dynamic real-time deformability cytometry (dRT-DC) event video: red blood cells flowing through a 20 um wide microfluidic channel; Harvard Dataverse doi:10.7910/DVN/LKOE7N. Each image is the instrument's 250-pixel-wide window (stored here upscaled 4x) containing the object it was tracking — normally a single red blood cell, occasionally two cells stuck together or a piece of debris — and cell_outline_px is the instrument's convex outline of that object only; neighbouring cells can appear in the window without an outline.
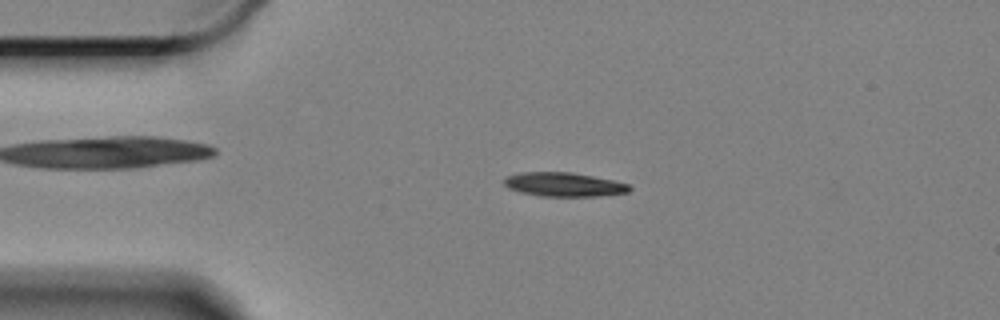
{"species": "Egyptian fruit bat (a non-hibernating species)", "species_latin": "Rousettus aegyptiacus", "temperature_condition": "cold", "stored_images_in_passage": 21, "camera_frame_rate_fps": 3000, "um_per_image_px": 0.085, "animal": {"sex": "female"}, "frame": {"image": 1, "passage_image": 12, "time_ms": 3.667, "image_size_px": [1000, 320], "cell_outline_px": [[632, 188], [628, 192], [596, 196], [540, 196], [520, 192], [508, 188], [504, 184], [504, 180], [508, 176], [520, 172], [572, 172], [612, 180], [628, 184]], "centroid_in_image_um": [47.91, 15.68], "position_along_channel_um": 37.1, "area_um2": 17.4}}
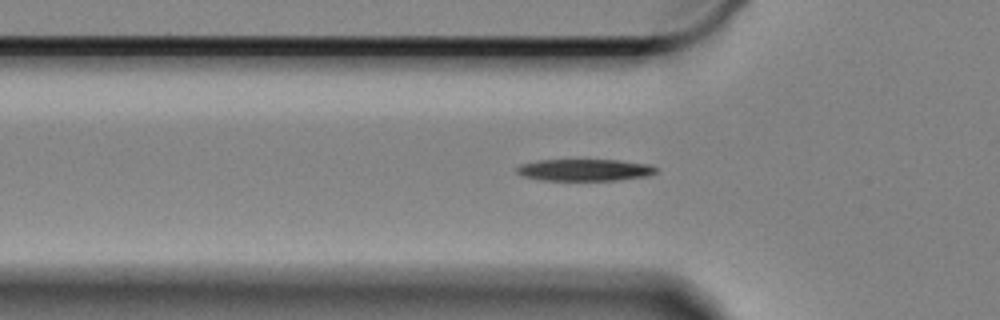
{"frame": {"image": 2, "passage_image": 18, "time_ms": 5.667, "image_size_px": [1000, 320], "cell_outline_px": [[656, 172], [648, 176], [616, 180], [540, 180], [524, 176], [516, 172], [516, 168], [520, 164], [540, 160], [616, 160], [652, 164], [656, 168]], "centroid_in_image_um": [49.71, 14.44], "position_along_channel_um": 76.1, "area_um2": 17.69}}